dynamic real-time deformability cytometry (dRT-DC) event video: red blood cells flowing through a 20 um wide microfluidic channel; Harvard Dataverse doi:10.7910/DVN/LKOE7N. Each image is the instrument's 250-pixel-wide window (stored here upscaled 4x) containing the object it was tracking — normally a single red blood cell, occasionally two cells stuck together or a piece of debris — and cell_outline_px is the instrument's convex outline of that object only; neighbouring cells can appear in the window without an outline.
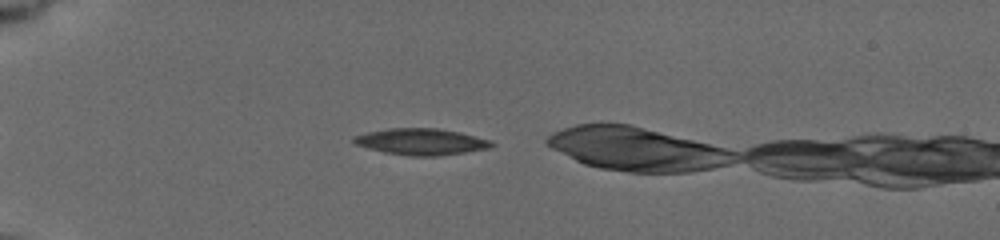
{"species": "common noctule bat (a hibernating species)", "species_latin": "Nyctalus noctula", "temperature_condition": "cold", "stored_images_in_passage": 42, "camera_frame_rate_fps": 3000, "um_per_image_px": 0.085, "animal": {"sex": "female", "body_mass_g": 19.5, "forearm_length_mm": 54.1}, "frame": {"image": 1, "passage_image": 3, "time_ms": 0.667, "image_size_px": [1000, 240], "cell_outline_px": [[496, 144], [488, 148], [464, 152], [436, 156], [412, 156], [384, 152], [368, 148], [356, 144], [352, 140], [356, 136], [368, 132], [388, 128], [436, 128], [460, 132], [488, 140]], "centroid_in_image_um": [35.79, 12.04], "position_along_channel_um": 49.2, "area_um2": 20.87}}
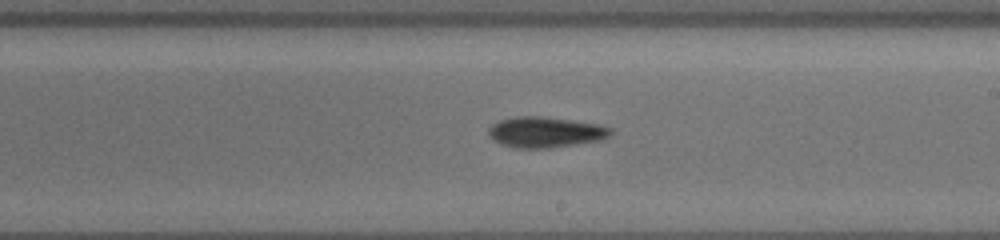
{"frame": {"image": 2, "passage_image": 24, "time_ms": 6.667, "image_size_px": [1000, 240], "cell_outline_px": [[612, 132], [608, 136], [596, 140], [548, 148], [516, 148], [504, 144], [488, 136], [488, 128], [492, 124], [500, 120], [516, 116], [540, 116], [572, 120], [600, 124], [612, 128]], "centroid_in_image_um": [46.33, 11.21], "position_along_channel_um": 242.7, "area_um2": 21.5}}
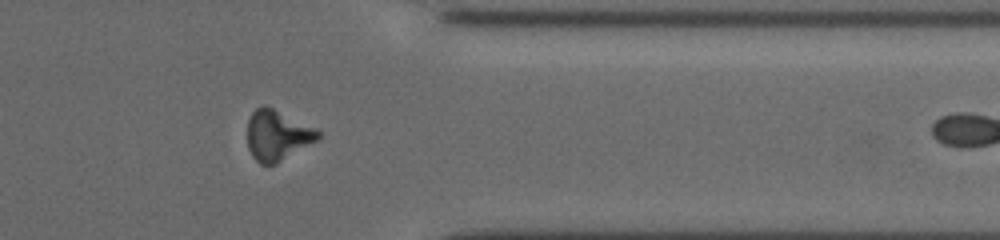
{"frame": {"image": 3, "passage_image": 37, "time_ms": 10.667, "image_size_px": [1000, 240], "cell_outline_px": [[320, 136], [316, 140], [276, 164], [260, 164], [252, 156], [248, 148], [248, 120], [252, 112], [256, 108], [264, 104], [316, 128], [320, 132]], "centroid_in_image_um": [23.55, 11.49], "position_along_channel_um": 387.9, "area_um2": 20.52}}